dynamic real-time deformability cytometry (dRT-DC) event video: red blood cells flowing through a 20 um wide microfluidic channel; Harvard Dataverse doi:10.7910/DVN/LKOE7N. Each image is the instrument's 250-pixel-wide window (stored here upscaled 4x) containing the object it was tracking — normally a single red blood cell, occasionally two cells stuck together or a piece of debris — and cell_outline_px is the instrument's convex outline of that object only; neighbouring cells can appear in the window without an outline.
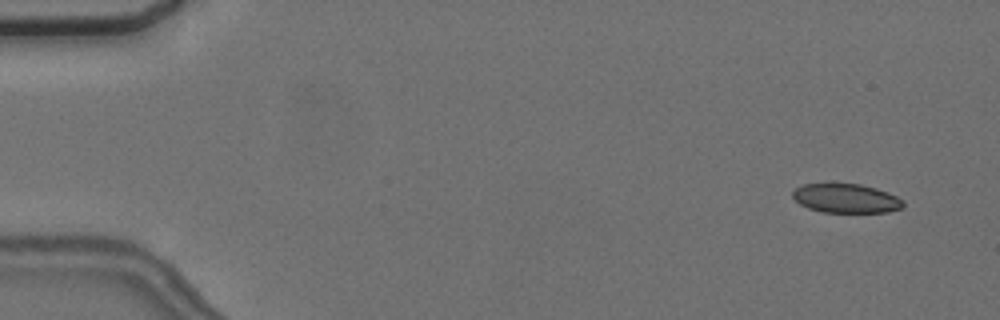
{"species": "common noctule bat (a hibernating species)", "species_latin": "Nyctalus noctula", "temperature_condition": "cold", "stored_images_in_passage": 4, "camera_frame_rate_fps": 3000, "um_per_image_px": 0.085, "animal": {"sex": "female", "body_mass_g": 24.6, "forearm_length_mm": 56.2}, "frame": {"image": 1, "passage_image": 1, "time_ms": 0.0, "image_size_px": [1000, 320], "cell_outline_px": [[904, 208], [888, 212], [824, 212], [808, 208], [800, 204], [792, 196], [792, 192], [796, 188], [804, 184], [860, 184], [876, 188], [888, 192], [904, 200]], "centroid_in_image_um": [71.95, 16.86], "position_along_channel_um": 13.0, "area_um2": 18.73}}